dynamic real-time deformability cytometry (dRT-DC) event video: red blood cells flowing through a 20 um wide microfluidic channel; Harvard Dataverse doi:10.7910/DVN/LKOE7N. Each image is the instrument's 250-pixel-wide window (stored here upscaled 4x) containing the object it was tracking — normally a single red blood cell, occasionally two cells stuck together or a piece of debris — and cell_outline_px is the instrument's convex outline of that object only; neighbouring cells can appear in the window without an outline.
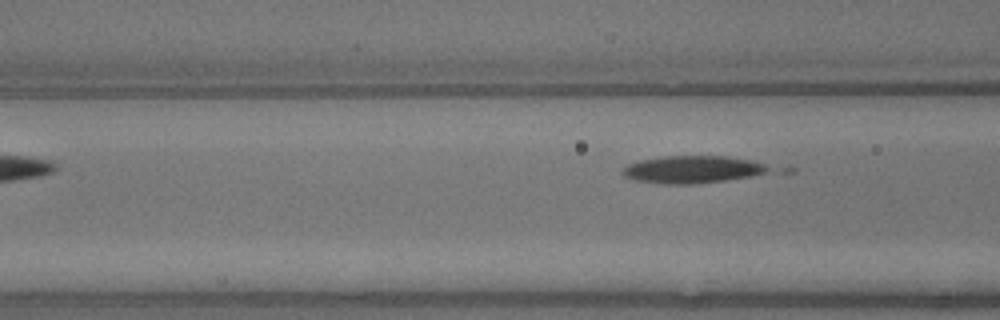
{"species": "common noctule bat (a hibernating species)", "species_latin": "Nyctalus noctula", "temperature_condition": "warm", "stored_images_in_passage": 5, "camera_frame_rate_fps": 3000, "um_per_image_px": 0.085, "animal": {"sex": "male", "body_mass_g": 13.3}, "frame": {"image": 1, "passage_image": 5, "time_ms": 1.333, "image_size_px": [1000, 320], "cell_outline_px": [[772, 168], [764, 172], [752, 176], [724, 180], [692, 184], [664, 184], [636, 180], [624, 176], [620, 172], [620, 168], [628, 164], [640, 160], [664, 156], [724, 156], [748, 160], [764, 164]], "centroid_in_image_um": [58.77, 14.4], "position_along_channel_um": 107.8, "area_um2": 23.12}}